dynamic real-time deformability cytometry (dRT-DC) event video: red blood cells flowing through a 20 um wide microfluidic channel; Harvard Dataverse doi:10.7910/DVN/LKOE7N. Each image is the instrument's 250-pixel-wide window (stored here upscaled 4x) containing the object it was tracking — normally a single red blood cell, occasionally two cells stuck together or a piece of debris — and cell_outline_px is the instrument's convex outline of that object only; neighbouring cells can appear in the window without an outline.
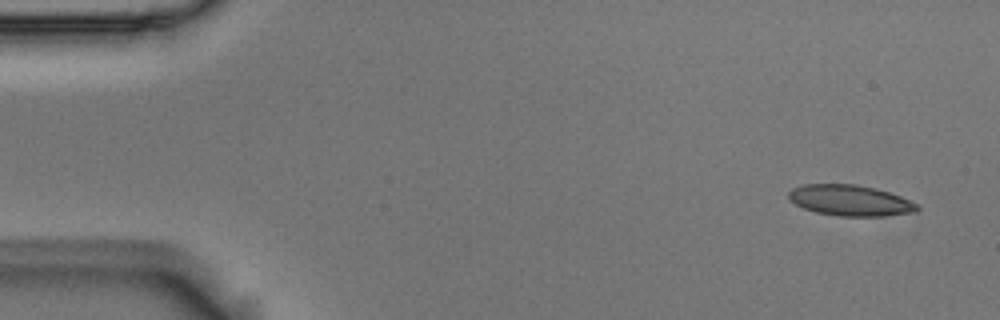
{"species": "Egyptian fruit bat (a non-hibernating species)", "species_latin": "Rousettus aegyptiacus", "temperature_condition": "room temperature", "stored_images_in_passage": 52, "camera_frame_rate_fps": 3000, "um_per_image_px": 0.085, "animal": {"sex": "male"}, "frame": {"image": 1, "passage_image": 1, "time_ms": 0.0, "image_size_px": [1000, 320], "cell_outline_px": [[920, 208], [916, 212], [884, 216], [840, 216], [816, 212], [804, 208], [796, 204], [788, 196], [788, 192], [792, 188], [804, 184], [856, 184], [876, 188], [900, 196], [916, 204]], "centroid_in_image_um": [72.27, 17.03], "position_along_channel_um": 12.7, "area_um2": 23.0}}
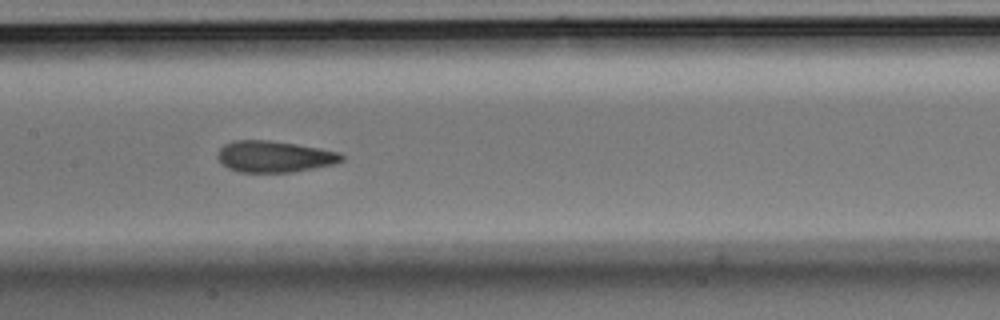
{"frame": {"image": 2, "passage_image": 24, "time_ms": 7.667, "image_size_px": [1000, 320], "cell_outline_px": [[344, 160], [332, 164], [292, 172], [240, 172], [228, 168], [220, 164], [216, 156], [220, 148], [224, 144], [232, 140], [268, 140], [296, 144], [320, 148], [340, 152], [344, 156]], "centroid_in_image_um": [23.28, 13.3], "position_along_channel_um": 184.1, "area_um2": 22.77}}
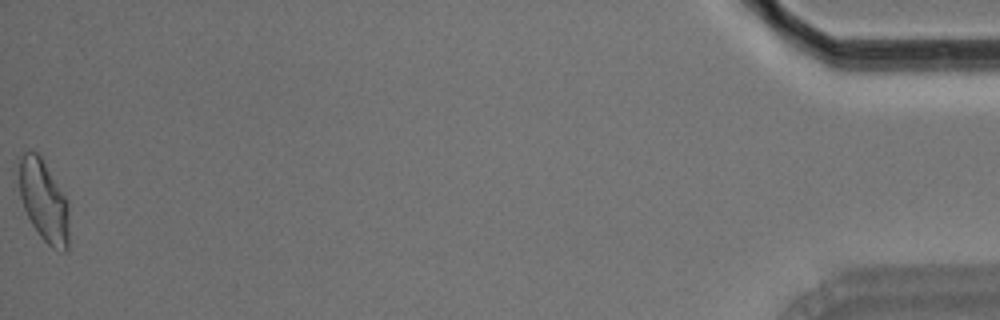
{"frame": {"image": 3, "passage_image": 52, "time_ms": 17.0, "image_size_px": [1000, 320], "cell_outline_px": [[68, 252], [64, 252], [52, 248], [40, 236], [32, 224], [24, 208], [20, 196], [20, 156], [28, 148], [32, 148], [40, 156], [68, 200]], "centroid_in_image_um": [3.74, 17.08], "position_along_channel_um": 431.5, "area_um2": 23.7}, "authors_computed_cell_mechanics": {"area_um2": 23.0911, "velocity_mm_per_s": 3.7133, "shape_relaxation_time_tau1_ms": null, "shape_relaxation_time_tau2_ms": 1.6905, "deformation_change_tau1": null, "deformation_change_tau2": 0.0851}}